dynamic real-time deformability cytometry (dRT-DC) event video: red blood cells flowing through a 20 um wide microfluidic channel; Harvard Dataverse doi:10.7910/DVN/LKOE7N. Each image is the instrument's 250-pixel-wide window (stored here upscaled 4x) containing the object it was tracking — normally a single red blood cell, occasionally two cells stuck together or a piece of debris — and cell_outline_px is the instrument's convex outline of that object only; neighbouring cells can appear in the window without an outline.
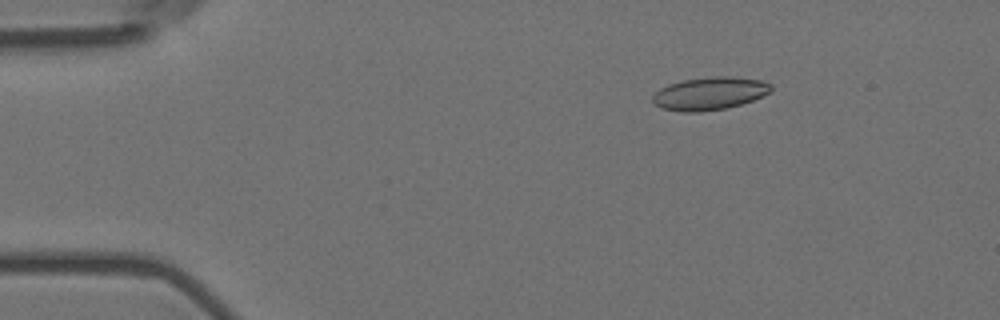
{"species": "Egyptian fruit bat (a non-hibernating species)", "species_latin": "Rousettus aegyptiacus", "temperature_condition": "room temperature", "stored_images_in_passage": 14, "camera_frame_rate_fps": 3000, "um_per_image_px": 0.085, "animal": {"sex": "female"}, "frame": {"image": 1, "passage_image": 2, "time_ms": 0.333, "image_size_px": [1000, 320], "cell_outline_px": [[772, 88], [768, 92], [752, 100], [728, 108], [700, 112], [680, 112], [660, 108], [652, 104], [652, 96], [660, 88], [668, 84], [684, 80], [712, 76], [728, 76], [760, 80], [772, 84]], "centroid_in_image_um": [60.25, 7.96], "position_along_channel_um": 24.7, "area_um2": 22.72}}
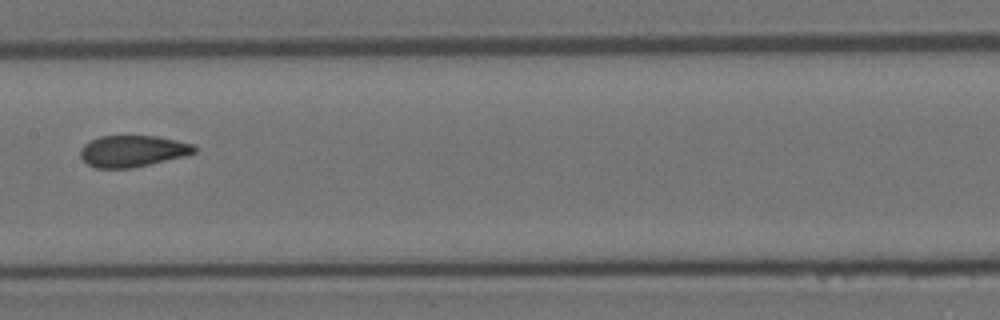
{"frame": {"image": 2, "passage_image": 7, "time_ms": 2.0, "image_size_px": [1000, 320], "cell_outline_px": [[196, 152], [184, 156], [132, 168], [96, 168], [88, 164], [80, 156], [80, 148], [84, 144], [100, 136], [156, 136], [196, 144]], "centroid_in_image_um": [11.28, 12.84], "position_along_channel_um": 196.1, "area_um2": 20.87}}
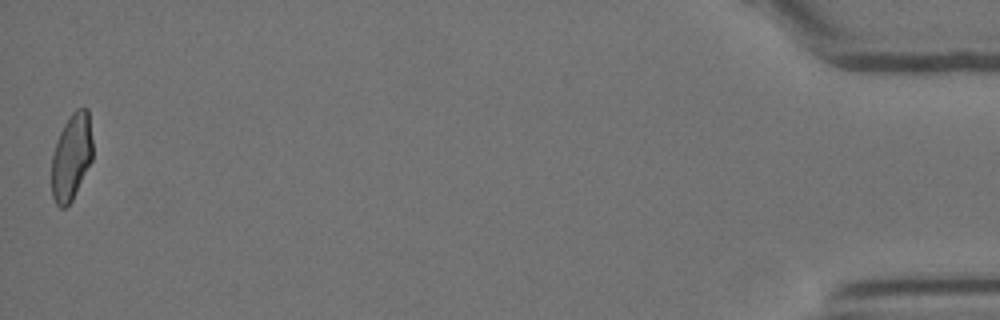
{"frame": {"image": 3, "passage_image": 14, "time_ms": 4.333, "image_size_px": [1000, 320], "cell_outline_px": [[92, 160], [72, 200], [64, 208], [60, 208], [56, 204], [52, 196], [52, 156], [60, 132], [64, 124], [72, 112], [76, 108], [88, 108], [92, 140]], "centroid_in_image_um": [6.08, 13.32], "position_along_channel_um": 429.1, "area_um2": 20.58}}